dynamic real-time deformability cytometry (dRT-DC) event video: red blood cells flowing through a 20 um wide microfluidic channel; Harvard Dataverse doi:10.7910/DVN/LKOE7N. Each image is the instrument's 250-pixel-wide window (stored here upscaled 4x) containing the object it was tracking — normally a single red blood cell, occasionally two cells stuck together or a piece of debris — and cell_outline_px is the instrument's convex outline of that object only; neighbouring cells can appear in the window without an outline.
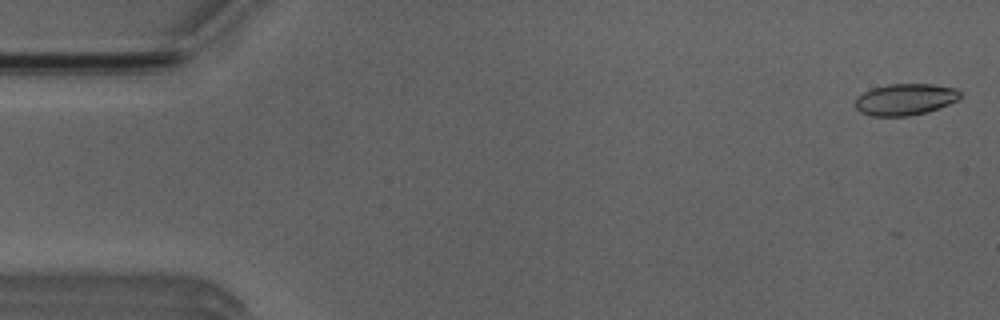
{"species": "Egyptian fruit bat (a non-hibernating species)", "species_latin": "Rousettus aegyptiacus", "temperature_condition": "room temperature", "stored_images_in_passage": 7, "camera_frame_rate_fps": 3000, "um_per_image_px": 0.085, "animal": {"sex": "male"}, "frame": {"image": 1, "passage_image": 1, "time_ms": 0.0, "image_size_px": [1000, 320], "cell_outline_px": [[964, 96], [960, 100], [928, 112], [908, 116], [872, 116], [860, 112], [856, 108], [856, 96], [872, 88], [888, 84], [932, 84], [956, 88]], "centroid_in_image_um": [76.98, 8.45], "position_along_channel_um": 8.0, "area_um2": 19.54}}